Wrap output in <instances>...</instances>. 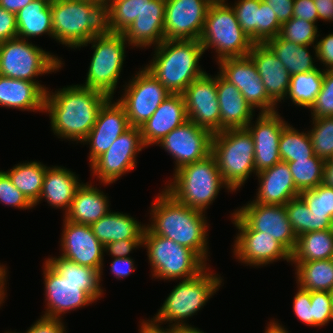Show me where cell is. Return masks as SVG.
<instances>
[{"label":"cell","instance_id":"cell-1","mask_svg":"<svg viewBox=\"0 0 333 333\" xmlns=\"http://www.w3.org/2000/svg\"><path fill=\"white\" fill-rule=\"evenodd\" d=\"M44 260L42 275L47 307L41 316L62 319L66 313L92 305L105 294L98 270L61 256Z\"/></svg>","mask_w":333,"mask_h":333},{"label":"cell","instance_id":"cell-2","mask_svg":"<svg viewBox=\"0 0 333 333\" xmlns=\"http://www.w3.org/2000/svg\"><path fill=\"white\" fill-rule=\"evenodd\" d=\"M58 89L55 92L48 89L45 95L44 113L49 115L51 131L64 141L67 139L81 144L109 97L79 84Z\"/></svg>","mask_w":333,"mask_h":333},{"label":"cell","instance_id":"cell-3","mask_svg":"<svg viewBox=\"0 0 333 333\" xmlns=\"http://www.w3.org/2000/svg\"><path fill=\"white\" fill-rule=\"evenodd\" d=\"M155 198L149 210L150 223L146 227L155 235L188 247L207 263L210 259V224L206 213L179 203L164 189Z\"/></svg>","mask_w":333,"mask_h":333},{"label":"cell","instance_id":"cell-4","mask_svg":"<svg viewBox=\"0 0 333 333\" xmlns=\"http://www.w3.org/2000/svg\"><path fill=\"white\" fill-rule=\"evenodd\" d=\"M51 11L53 39L70 49L111 33L107 1L51 0Z\"/></svg>","mask_w":333,"mask_h":333},{"label":"cell","instance_id":"cell-5","mask_svg":"<svg viewBox=\"0 0 333 333\" xmlns=\"http://www.w3.org/2000/svg\"><path fill=\"white\" fill-rule=\"evenodd\" d=\"M144 67L171 93L182 94L206 71L199 66L204 49L199 40H164Z\"/></svg>","mask_w":333,"mask_h":333},{"label":"cell","instance_id":"cell-6","mask_svg":"<svg viewBox=\"0 0 333 333\" xmlns=\"http://www.w3.org/2000/svg\"><path fill=\"white\" fill-rule=\"evenodd\" d=\"M210 268L211 266H208L196 277L177 283L155 316L147 321L159 328H163L161 325L167 323L169 325L166 329L190 326L187 320L197 315L198 311H201L219 291L220 286L222 287L224 279L218 273H213Z\"/></svg>","mask_w":333,"mask_h":333},{"label":"cell","instance_id":"cell-7","mask_svg":"<svg viewBox=\"0 0 333 333\" xmlns=\"http://www.w3.org/2000/svg\"><path fill=\"white\" fill-rule=\"evenodd\" d=\"M173 172V178L165 183L163 189L176 201L192 209L207 213L206 210L213 205L221 188L233 194L223 180L212 154Z\"/></svg>","mask_w":333,"mask_h":333},{"label":"cell","instance_id":"cell-8","mask_svg":"<svg viewBox=\"0 0 333 333\" xmlns=\"http://www.w3.org/2000/svg\"><path fill=\"white\" fill-rule=\"evenodd\" d=\"M142 247L147 250L152 278L164 282L196 277L209 265L193 250L155 235L147 227L143 232Z\"/></svg>","mask_w":333,"mask_h":333},{"label":"cell","instance_id":"cell-9","mask_svg":"<svg viewBox=\"0 0 333 333\" xmlns=\"http://www.w3.org/2000/svg\"><path fill=\"white\" fill-rule=\"evenodd\" d=\"M230 4L227 0L210 4L199 39L204 52L213 48L216 62L248 56L254 44L241 28Z\"/></svg>","mask_w":333,"mask_h":333},{"label":"cell","instance_id":"cell-10","mask_svg":"<svg viewBox=\"0 0 333 333\" xmlns=\"http://www.w3.org/2000/svg\"><path fill=\"white\" fill-rule=\"evenodd\" d=\"M254 141L247 128L227 129L213 133L211 154L225 183L236 193L250 175H256Z\"/></svg>","mask_w":333,"mask_h":333},{"label":"cell","instance_id":"cell-11","mask_svg":"<svg viewBox=\"0 0 333 333\" xmlns=\"http://www.w3.org/2000/svg\"><path fill=\"white\" fill-rule=\"evenodd\" d=\"M89 44L92 45L93 55L86 80L79 85L103 92L108 97H114L119 79L122 78L120 76L126 59V48L130 44L125 40L123 33L111 32L108 35L93 37L78 47V50Z\"/></svg>","mask_w":333,"mask_h":333},{"label":"cell","instance_id":"cell-12","mask_svg":"<svg viewBox=\"0 0 333 333\" xmlns=\"http://www.w3.org/2000/svg\"><path fill=\"white\" fill-rule=\"evenodd\" d=\"M63 59L21 38L0 43V75L13 79L40 82L36 78L59 72Z\"/></svg>","mask_w":333,"mask_h":333},{"label":"cell","instance_id":"cell-13","mask_svg":"<svg viewBox=\"0 0 333 333\" xmlns=\"http://www.w3.org/2000/svg\"><path fill=\"white\" fill-rule=\"evenodd\" d=\"M131 78L117 100L126 110L130 127L140 128L171 93L145 67Z\"/></svg>","mask_w":333,"mask_h":333},{"label":"cell","instance_id":"cell-14","mask_svg":"<svg viewBox=\"0 0 333 333\" xmlns=\"http://www.w3.org/2000/svg\"><path fill=\"white\" fill-rule=\"evenodd\" d=\"M146 146L143 143L139 127H130L121 134L109 149L99 156L89 167L90 175L99 183L110 185L122 175L133 171L137 166V154Z\"/></svg>","mask_w":333,"mask_h":333},{"label":"cell","instance_id":"cell-15","mask_svg":"<svg viewBox=\"0 0 333 333\" xmlns=\"http://www.w3.org/2000/svg\"><path fill=\"white\" fill-rule=\"evenodd\" d=\"M230 215L238 230L232 252L239 263L257 268L282 259L290 263V253L275 238L252 230L235 212Z\"/></svg>","mask_w":333,"mask_h":333},{"label":"cell","instance_id":"cell-16","mask_svg":"<svg viewBox=\"0 0 333 333\" xmlns=\"http://www.w3.org/2000/svg\"><path fill=\"white\" fill-rule=\"evenodd\" d=\"M218 73L234 84L245 100L259 113L277 111V105L268 97L257 68L249 56L226 58L217 62Z\"/></svg>","mask_w":333,"mask_h":333},{"label":"cell","instance_id":"cell-17","mask_svg":"<svg viewBox=\"0 0 333 333\" xmlns=\"http://www.w3.org/2000/svg\"><path fill=\"white\" fill-rule=\"evenodd\" d=\"M213 133L187 120L173 129L156 146L174 159V171L184 165L201 161L211 154Z\"/></svg>","mask_w":333,"mask_h":333},{"label":"cell","instance_id":"cell-18","mask_svg":"<svg viewBox=\"0 0 333 333\" xmlns=\"http://www.w3.org/2000/svg\"><path fill=\"white\" fill-rule=\"evenodd\" d=\"M234 212L252 230L275 238L290 254L293 252L297 235L287 218L285 205L260 204L250 200Z\"/></svg>","mask_w":333,"mask_h":333},{"label":"cell","instance_id":"cell-19","mask_svg":"<svg viewBox=\"0 0 333 333\" xmlns=\"http://www.w3.org/2000/svg\"><path fill=\"white\" fill-rule=\"evenodd\" d=\"M62 227L60 256L98 270L100 281H103L104 246L93 234L91 226L63 219Z\"/></svg>","mask_w":333,"mask_h":333},{"label":"cell","instance_id":"cell-20","mask_svg":"<svg viewBox=\"0 0 333 333\" xmlns=\"http://www.w3.org/2000/svg\"><path fill=\"white\" fill-rule=\"evenodd\" d=\"M205 72L182 93L188 120L196 125L220 132V108L217 98V75Z\"/></svg>","mask_w":333,"mask_h":333},{"label":"cell","instance_id":"cell-21","mask_svg":"<svg viewBox=\"0 0 333 333\" xmlns=\"http://www.w3.org/2000/svg\"><path fill=\"white\" fill-rule=\"evenodd\" d=\"M211 0H166L165 40H199Z\"/></svg>","mask_w":333,"mask_h":333},{"label":"cell","instance_id":"cell-22","mask_svg":"<svg viewBox=\"0 0 333 333\" xmlns=\"http://www.w3.org/2000/svg\"><path fill=\"white\" fill-rule=\"evenodd\" d=\"M130 128L124 106L109 97L101 106L96 122L81 145L89 147V166L104 154L114 141Z\"/></svg>","mask_w":333,"mask_h":333},{"label":"cell","instance_id":"cell-23","mask_svg":"<svg viewBox=\"0 0 333 333\" xmlns=\"http://www.w3.org/2000/svg\"><path fill=\"white\" fill-rule=\"evenodd\" d=\"M246 126L254 141V166L256 174L282 161L279 154V139L288 124L278 111L258 113ZM254 122V124H253Z\"/></svg>","mask_w":333,"mask_h":333},{"label":"cell","instance_id":"cell-24","mask_svg":"<svg viewBox=\"0 0 333 333\" xmlns=\"http://www.w3.org/2000/svg\"><path fill=\"white\" fill-rule=\"evenodd\" d=\"M166 0H143V10L123 34L132 48L147 49L165 40L164 18Z\"/></svg>","mask_w":333,"mask_h":333},{"label":"cell","instance_id":"cell-25","mask_svg":"<svg viewBox=\"0 0 333 333\" xmlns=\"http://www.w3.org/2000/svg\"><path fill=\"white\" fill-rule=\"evenodd\" d=\"M248 56L257 68L268 97L279 106L285 101L291 75L265 43H254Z\"/></svg>","mask_w":333,"mask_h":333},{"label":"cell","instance_id":"cell-26","mask_svg":"<svg viewBox=\"0 0 333 333\" xmlns=\"http://www.w3.org/2000/svg\"><path fill=\"white\" fill-rule=\"evenodd\" d=\"M187 120L183 95L171 94L140 127L144 145L146 147L156 145L173 129L181 126Z\"/></svg>","mask_w":333,"mask_h":333},{"label":"cell","instance_id":"cell-27","mask_svg":"<svg viewBox=\"0 0 333 333\" xmlns=\"http://www.w3.org/2000/svg\"><path fill=\"white\" fill-rule=\"evenodd\" d=\"M258 190L253 199L255 203L286 205L291 199L299 196L288 163L280 161L274 166L256 174Z\"/></svg>","mask_w":333,"mask_h":333},{"label":"cell","instance_id":"cell-28","mask_svg":"<svg viewBox=\"0 0 333 333\" xmlns=\"http://www.w3.org/2000/svg\"><path fill=\"white\" fill-rule=\"evenodd\" d=\"M49 88L39 82L8 78L0 75V106L21 111L43 112Z\"/></svg>","mask_w":333,"mask_h":333},{"label":"cell","instance_id":"cell-29","mask_svg":"<svg viewBox=\"0 0 333 333\" xmlns=\"http://www.w3.org/2000/svg\"><path fill=\"white\" fill-rule=\"evenodd\" d=\"M217 98L220 108V131L246 128L255 116V110L239 89L217 72Z\"/></svg>","mask_w":333,"mask_h":333},{"label":"cell","instance_id":"cell-30","mask_svg":"<svg viewBox=\"0 0 333 333\" xmlns=\"http://www.w3.org/2000/svg\"><path fill=\"white\" fill-rule=\"evenodd\" d=\"M63 166H46V173L42 185L39 201L36 207L44 199L52 208L61 209L65 214L74 198L77 188L82 181L75 174Z\"/></svg>","mask_w":333,"mask_h":333},{"label":"cell","instance_id":"cell-31","mask_svg":"<svg viewBox=\"0 0 333 333\" xmlns=\"http://www.w3.org/2000/svg\"><path fill=\"white\" fill-rule=\"evenodd\" d=\"M84 183L77 188L68 211L63 218L67 221L91 225L110 212L107 193L92 185Z\"/></svg>","mask_w":333,"mask_h":333},{"label":"cell","instance_id":"cell-32","mask_svg":"<svg viewBox=\"0 0 333 333\" xmlns=\"http://www.w3.org/2000/svg\"><path fill=\"white\" fill-rule=\"evenodd\" d=\"M90 226L103 246L118 240L143 239L146 227L130 214L112 210Z\"/></svg>","mask_w":333,"mask_h":333},{"label":"cell","instance_id":"cell-33","mask_svg":"<svg viewBox=\"0 0 333 333\" xmlns=\"http://www.w3.org/2000/svg\"><path fill=\"white\" fill-rule=\"evenodd\" d=\"M265 44L281 61L290 75L305 73L318 68L315 65V62H318L316 45H298L282 39L279 35L268 39ZM309 47L314 49L312 51L314 54L311 55Z\"/></svg>","mask_w":333,"mask_h":333},{"label":"cell","instance_id":"cell-34","mask_svg":"<svg viewBox=\"0 0 333 333\" xmlns=\"http://www.w3.org/2000/svg\"><path fill=\"white\" fill-rule=\"evenodd\" d=\"M51 0H33L16 14L17 37L30 38L48 35L53 38Z\"/></svg>","mask_w":333,"mask_h":333},{"label":"cell","instance_id":"cell-35","mask_svg":"<svg viewBox=\"0 0 333 333\" xmlns=\"http://www.w3.org/2000/svg\"><path fill=\"white\" fill-rule=\"evenodd\" d=\"M333 258V228L311 231L297 237L290 262H308Z\"/></svg>","mask_w":333,"mask_h":333},{"label":"cell","instance_id":"cell-36","mask_svg":"<svg viewBox=\"0 0 333 333\" xmlns=\"http://www.w3.org/2000/svg\"><path fill=\"white\" fill-rule=\"evenodd\" d=\"M294 265L297 285L308 291L331 292L333 289V259L290 262Z\"/></svg>","mask_w":333,"mask_h":333},{"label":"cell","instance_id":"cell-37","mask_svg":"<svg viewBox=\"0 0 333 333\" xmlns=\"http://www.w3.org/2000/svg\"><path fill=\"white\" fill-rule=\"evenodd\" d=\"M13 185L35 205L42 191L46 165L40 161H22L5 171Z\"/></svg>","mask_w":333,"mask_h":333},{"label":"cell","instance_id":"cell-38","mask_svg":"<svg viewBox=\"0 0 333 333\" xmlns=\"http://www.w3.org/2000/svg\"><path fill=\"white\" fill-rule=\"evenodd\" d=\"M324 70H315L291 75L290 86L285 100H291L297 107L310 109L321 91Z\"/></svg>","mask_w":333,"mask_h":333},{"label":"cell","instance_id":"cell-39","mask_svg":"<svg viewBox=\"0 0 333 333\" xmlns=\"http://www.w3.org/2000/svg\"><path fill=\"white\" fill-rule=\"evenodd\" d=\"M279 154L283 162L311 158L314 153L308 131H299L288 123L279 139Z\"/></svg>","mask_w":333,"mask_h":333},{"label":"cell","instance_id":"cell-40","mask_svg":"<svg viewBox=\"0 0 333 333\" xmlns=\"http://www.w3.org/2000/svg\"><path fill=\"white\" fill-rule=\"evenodd\" d=\"M325 162L315 154L311 158L287 162L299 192L314 189L323 183Z\"/></svg>","mask_w":333,"mask_h":333},{"label":"cell","instance_id":"cell-41","mask_svg":"<svg viewBox=\"0 0 333 333\" xmlns=\"http://www.w3.org/2000/svg\"><path fill=\"white\" fill-rule=\"evenodd\" d=\"M109 24L111 32L123 33L143 10V0H110Z\"/></svg>","mask_w":333,"mask_h":333},{"label":"cell","instance_id":"cell-42","mask_svg":"<svg viewBox=\"0 0 333 333\" xmlns=\"http://www.w3.org/2000/svg\"><path fill=\"white\" fill-rule=\"evenodd\" d=\"M312 129L308 130L311 138L313 153L329 160L333 156V117L312 118Z\"/></svg>","mask_w":333,"mask_h":333},{"label":"cell","instance_id":"cell-43","mask_svg":"<svg viewBox=\"0 0 333 333\" xmlns=\"http://www.w3.org/2000/svg\"><path fill=\"white\" fill-rule=\"evenodd\" d=\"M316 24L292 17L281 25L279 36L298 45H316L318 37L321 36Z\"/></svg>","mask_w":333,"mask_h":333},{"label":"cell","instance_id":"cell-44","mask_svg":"<svg viewBox=\"0 0 333 333\" xmlns=\"http://www.w3.org/2000/svg\"><path fill=\"white\" fill-rule=\"evenodd\" d=\"M261 0H237L230 6L248 37L258 43V9Z\"/></svg>","mask_w":333,"mask_h":333},{"label":"cell","instance_id":"cell-45","mask_svg":"<svg viewBox=\"0 0 333 333\" xmlns=\"http://www.w3.org/2000/svg\"><path fill=\"white\" fill-rule=\"evenodd\" d=\"M299 196L309 207L311 213L317 216H331L333 218V188L323 183L300 192Z\"/></svg>","mask_w":333,"mask_h":333},{"label":"cell","instance_id":"cell-46","mask_svg":"<svg viewBox=\"0 0 333 333\" xmlns=\"http://www.w3.org/2000/svg\"><path fill=\"white\" fill-rule=\"evenodd\" d=\"M310 111L311 118L333 117V70L324 71L321 91Z\"/></svg>","mask_w":333,"mask_h":333},{"label":"cell","instance_id":"cell-47","mask_svg":"<svg viewBox=\"0 0 333 333\" xmlns=\"http://www.w3.org/2000/svg\"><path fill=\"white\" fill-rule=\"evenodd\" d=\"M311 307L314 327H323L333 321L331 292L311 291Z\"/></svg>","mask_w":333,"mask_h":333},{"label":"cell","instance_id":"cell-48","mask_svg":"<svg viewBox=\"0 0 333 333\" xmlns=\"http://www.w3.org/2000/svg\"><path fill=\"white\" fill-rule=\"evenodd\" d=\"M0 203L20 210H30L34 205L12 183L8 174L0 170Z\"/></svg>","mask_w":333,"mask_h":333},{"label":"cell","instance_id":"cell-49","mask_svg":"<svg viewBox=\"0 0 333 333\" xmlns=\"http://www.w3.org/2000/svg\"><path fill=\"white\" fill-rule=\"evenodd\" d=\"M287 218L297 237L309 232L310 209L304 200L298 196L291 199L286 205Z\"/></svg>","mask_w":333,"mask_h":333},{"label":"cell","instance_id":"cell-50","mask_svg":"<svg viewBox=\"0 0 333 333\" xmlns=\"http://www.w3.org/2000/svg\"><path fill=\"white\" fill-rule=\"evenodd\" d=\"M281 24L271 7L262 0L258 9V43H265L268 39L279 35Z\"/></svg>","mask_w":333,"mask_h":333},{"label":"cell","instance_id":"cell-51","mask_svg":"<svg viewBox=\"0 0 333 333\" xmlns=\"http://www.w3.org/2000/svg\"><path fill=\"white\" fill-rule=\"evenodd\" d=\"M293 297V311L302 323L313 327L311 291L300 288L298 285Z\"/></svg>","mask_w":333,"mask_h":333},{"label":"cell","instance_id":"cell-52","mask_svg":"<svg viewBox=\"0 0 333 333\" xmlns=\"http://www.w3.org/2000/svg\"><path fill=\"white\" fill-rule=\"evenodd\" d=\"M142 247V239H125L109 242L104 246V253L111 257H131L130 253L136 248Z\"/></svg>","mask_w":333,"mask_h":333},{"label":"cell","instance_id":"cell-53","mask_svg":"<svg viewBox=\"0 0 333 333\" xmlns=\"http://www.w3.org/2000/svg\"><path fill=\"white\" fill-rule=\"evenodd\" d=\"M66 327L63 319L40 316V318L23 333H67Z\"/></svg>","mask_w":333,"mask_h":333},{"label":"cell","instance_id":"cell-54","mask_svg":"<svg viewBox=\"0 0 333 333\" xmlns=\"http://www.w3.org/2000/svg\"><path fill=\"white\" fill-rule=\"evenodd\" d=\"M317 40V60L323 64L324 71L333 70V32Z\"/></svg>","mask_w":333,"mask_h":333},{"label":"cell","instance_id":"cell-55","mask_svg":"<svg viewBox=\"0 0 333 333\" xmlns=\"http://www.w3.org/2000/svg\"><path fill=\"white\" fill-rule=\"evenodd\" d=\"M16 37V14L0 6V43Z\"/></svg>","mask_w":333,"mask_h":333},{"label":"cell","instance_id":"cell-56","mask_svg":"<svg viewBox=\"0 0 333 333\" xmlns=\"http://www.w3.org/2000/svg\"><path fill=\"white\" fill-rule=\"evenodd\" d=\"M293 17L317 23L318 13L313 0H294Z\"/></svg>","mask_w":333,"mask_h":333},{"label":"cell","instance_id":"cell-57","mask_svg":"<svg viewBox=\"0 0 333 333\" xmlns=\"http://www.w3.org/2000/svg\"><path fill=\"white\" fill-rule=\"evenodd\" d=\"M110 263V272L117 280L130 276V274L137 268L135 267V260L132 257H112V261Z\"/></svg>","mask_w":333,"mask_h":333},{"label":"cell","instance_id":"cell-58","mask_svg":"<svg viewBox=\"0 0 333 333\" xmlns=\"http://www.w3.org/2000/svg\"><path fill=\"white\" fill-rule=\"evenodd\" d=\"M269 5L277 15L279 23L282 25L293 17L294 0H262Z\"/></svg>","mask_w":333,"mask_h":333},{"label":"cell","instance_id":"cell-59","mask_svg":"<svg viewBox=\"0 0 333 333\" xmlns=\"http://www.w3.org/2000/svg\"><path fill=\"white\" fill-rule=\"evenodd\" d=\"M333 228V218L331 216H317L309 214V232L329 230Z\"/></svg>","mask_w":333,"mask_h":333},{"label":"cell","instance_id":"cell-60","mask_svg":"<svg viewBox=\"0 0 333 333\" xmlns=\"http://www.w3.org/2000/svg\"><path fill=\"white\" fill-rule=\"evenodd\" d=\"M317 8L318 20L333 22V0H313Z\"/></svg>","mask_w":333,"mask_h":333},{"label":"cell","instance_id":"cell-61","mask_svg":"<svg viewBox=\"0 0 333 333\" xmlns=\"http://www.w3.org/2000/svg\"><path fill=\"white\" fill-rule=\"evenodd\" d=\"M33 0H1L0 6L9 12L17 14L20 9L26 7Z\"/></svg>","mask_w":333,"mask_h":333},{"label":"cell","instance_id":"cell-62","mask_svg":"<svg viewBox=\"0 0 333 333\" xmlns=\"http://www.w3.org/2000/svg\"><path fill=\"white\" fill-rule=\"evenodd\" d=\"M139 333H174L171 329L159 328L152 325L147 319H142L139 325Z\"/></svg>","mask_w":333,"mask_h":333},{"label":"cell","instance_id":"cell-63","mask_svg":"<svg viewBox=\"0 0 333 333\" xmlns=\"http://www.w3.org/2000/svg\"><path fill=\"white\" fill-rule=\"evenodd\" d=\"M273 318L270 322H268L267 327H265L264 333H289L288 329L285 328V325L278 322V319L274 320Z\"/></svg>","mask_w":333,"mask_h":333},{"label":"cell","instance_id":"cell-64","mask_svg":"<svg viewBox=\"0 0 333 333\" xmlns=\"http://www.w3.org/2000/svg\"><path fill=\"white\" fill-rule=\"evenodd\" d=\"M323 184L333 188V164L324 165Z\"/></svg>","mask_w":333,"mask_h":333},{"label":"cell","instance_id":"cell-65","mask_svg":"<svg viewBox=\"0 0 333 333\" xmlns=\"http://www.w3.org/2000/svg\"><path fill=\"white\" fill-rule=\"evenodd\" d=\"M171 330L174 333H206L202 330H200L199 328L195 327L194 325H190V326H179V327H174L171 328Z\"/></svg>","mask_w":333,"mask_h":333},{"label":"cell","instance_id":"cell-66","mask_svg":"<svg viewBox=\"0 0 333 333\" xmlns=\"http://www.w3.org/2000/svg\"><path fill=\"white\" fill-rule=\"evenodd\" d=\"M8 270L6 265L0 263V290H6L7 286V279H8Z\"/></svg>","mask_w":333,"mask_h":333},{"label":"cell","instance_id":"cell-67","mask_svg":"<svg viewBox=\"0 0 333 333\" xmlns=\"http://www.w3.org/2000/svg\"><path fill=\"white\" fill-rule=\"evenodd\" d=\"M7 290H0V308L3 305V303L5 302V298L7 297Z\"/></svg>","mask_w":333,"mask_h":333},{"label":"cell","instance_id":"cell-68","mask_svg":"<svg viewBox=\"0 0 333 333\" xmlns=\"http://www.w3.org/2000/svg\"><path fill=\"white\" fill-rule=\"evenodd\" d=\"M325 164H333V156L325 162Z\"/></svg>","mask_w":333,"mask_h":333},{"label":"cell","instance_id":"cell-69","mask_svg":"<svg viewBox=\"0 0 333 333\" xmlns=\"http://www.w3.org/2000/svg\"><path fill=\"white\" fill-rule=\"evenodd\" d=\"M4 333H20V332H16V331H14V332H12V331H5Z\"/></svg>","mask_w":333,"mask_h":333},{"label":"cell","instance_id":"cell-70","mask_svg":"<svg viewBox=\"0 0 333 333\" xmlns=\"http://www.w3.org/2000/svg\"><path fill=\"white\" fill-rule=\"evenodd\" d=\"M212 2H215V1H226V0H211Z\"/></svg>","mask_w":333,"mask_h":333}]
</instances>
